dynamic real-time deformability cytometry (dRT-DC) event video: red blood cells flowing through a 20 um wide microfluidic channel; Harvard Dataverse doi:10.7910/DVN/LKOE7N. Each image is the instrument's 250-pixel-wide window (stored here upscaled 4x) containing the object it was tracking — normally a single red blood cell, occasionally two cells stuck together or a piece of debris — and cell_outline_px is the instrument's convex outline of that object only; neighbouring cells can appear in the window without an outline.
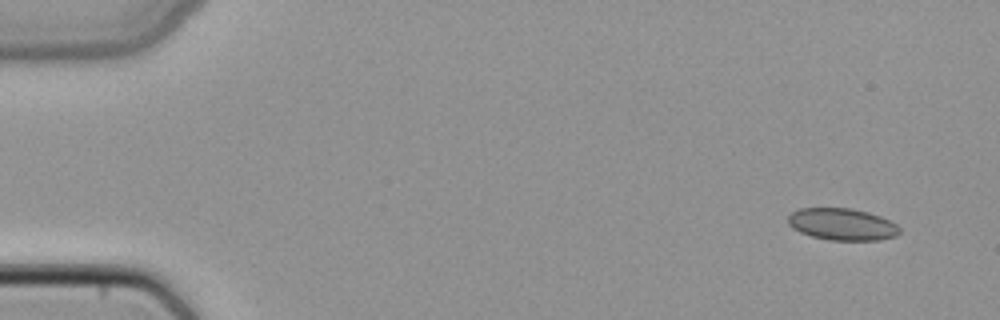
{"species": "common noctule bat (a hibernating species)", "species_latin": "Nyctalus noctula", "temperature_condition": "cold", "stored_images_in_passage": 4, "camera_frame_rate_fps": 3000, "um_per_image_px": 0.085, "animal": {"sex": "female", "body_mass_g": 22.7, "forearm_length_mm": 54.2}, "frame": {"image": 1, "passage_image": 1, "time_ms": 0.0, "image_size_px": [1000, 320], "cell_outline_px": [[900, 232], [896, 236], [876, 240], [828, 240], [812, 236], [800, 232], [792, 228], [788, 224], [788, 216], [792, 212], [800, 208], [852, 208], [868, 212], [880, 216], [896, 224], [900, 228]], "centroid_in_image_um": [71.57, 19.06], "position_along_channel_um": 13.4, "area_um2": 20.75}}
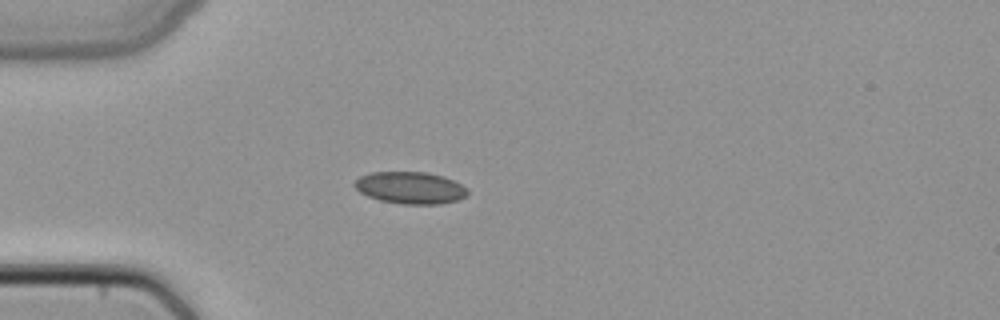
{"frame": {"image": 2, "passage_image": 4, "time_ms": 1.0, "image_size_px": [1000, 320], "cell_outline_px": [[468, 196], [456, 200], [440, 204], [404, 204], [380, 200], [368, 196], [360, 192], [352, 184], [360, 176], [372, 172], [428, 172], [444, 176], [468, 188]], "centroid_in_image_um": [34.89, 15.96], "position_along_channel_um": 50.1, "area_um2": 21.1}}